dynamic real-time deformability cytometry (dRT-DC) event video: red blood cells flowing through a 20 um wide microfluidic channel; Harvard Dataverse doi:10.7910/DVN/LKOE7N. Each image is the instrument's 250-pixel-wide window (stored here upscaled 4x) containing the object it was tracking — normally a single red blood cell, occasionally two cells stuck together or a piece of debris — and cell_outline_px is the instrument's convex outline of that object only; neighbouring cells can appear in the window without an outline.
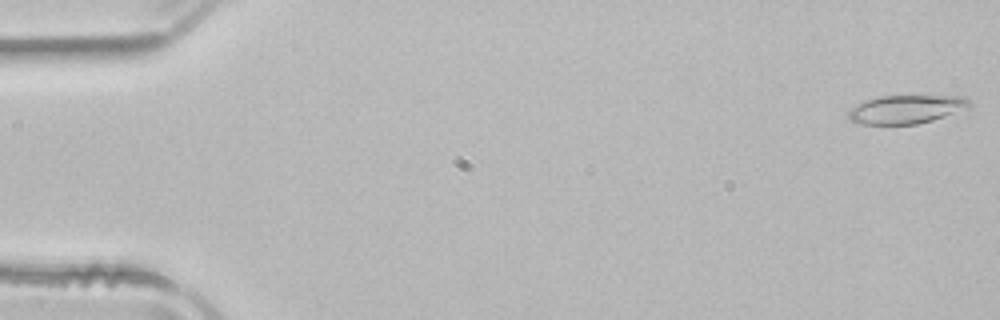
{"species": "common noctule bat (a hibernating species)", "species_latin": "Nyctalus noctula", "temperature_condition": "room temperature", "stored_images_in_passage": 51, "camera_frame_rate_fps": 3000, "um_per_image_px": 0.085, "animal": {"sex": "male", "body_mass_g": 21.5, "forearm_length_mm": 52.0}, "frame": {"image": 1, "passage_image": 1, "time_ms": 0.0, "image_size_px": [1000, 320], "cell_outline_px": [[968, 108], [932, 120], [916, 124], [860, 124], [852, 120], [848, 116], [848, 112], [856, 104], [864, 100], [880, 96], [964, 96], [968, 100]], "centroid_in_image_um": [76.99, 9.28], "position_along_channel_um": 8.0, "area_um2": 19.83}}
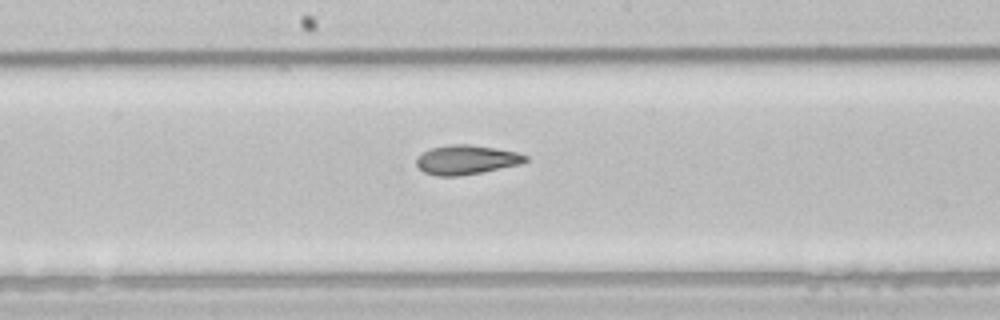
{"frame": {"image": 2, "passage_image": 27, "time_ms": 8.667, "image_size_px": [1000, 320], "cell_outline_px": [[528, 160], [520, 164], [480, 172], [456, 176], [436, 176], [424, 172], [416, 164], [416, 156], [432, 148], [448, 144], [472, 144], [496, 148], [516, 152], [528, 156]], "centroid_in_image_um": [39.62, 13.57], "position_along_channel_um": 208.6, "area_um2": 18.55}}
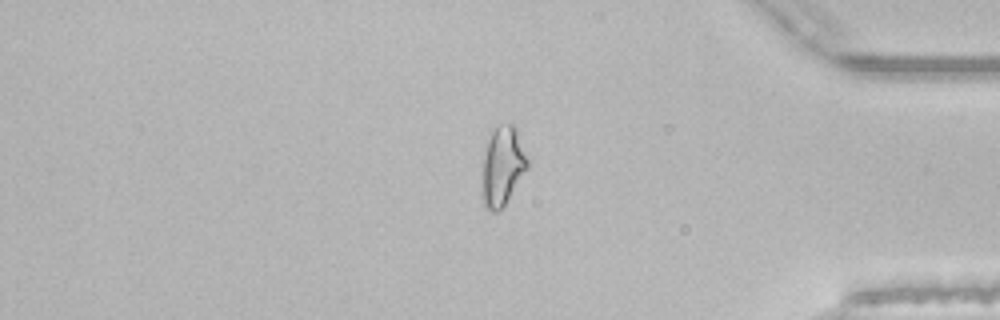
{"frame": {"image": 3, "passage_image": 43, "time_ms": 14.0, "image_size_px": [1000, 320], "cell_outline_px": [[528, 168], [504, 204], [496, 212], [488, 212], [480, 196], [480, 192], [484, 152], [488, 132], [500, 124], [512, 124], [516, 128], [528, 160]], "centroid_in_image_um": [42.66, 14.11], "position_along_channel_um": 392.5, "area_um2": 21.27}, "authors_computed_cell_mechanics": {"area_um2": 19.8254, "velocity_mm_per_s": 3.9514, "shape_relaxation_time_tau1_ms": 8.1976, "shape_relaxation_time_tau2_ms": 2.4498, "deformation_change_tau1": 0.2282, "deformation_change_tau2": 0.1012}}